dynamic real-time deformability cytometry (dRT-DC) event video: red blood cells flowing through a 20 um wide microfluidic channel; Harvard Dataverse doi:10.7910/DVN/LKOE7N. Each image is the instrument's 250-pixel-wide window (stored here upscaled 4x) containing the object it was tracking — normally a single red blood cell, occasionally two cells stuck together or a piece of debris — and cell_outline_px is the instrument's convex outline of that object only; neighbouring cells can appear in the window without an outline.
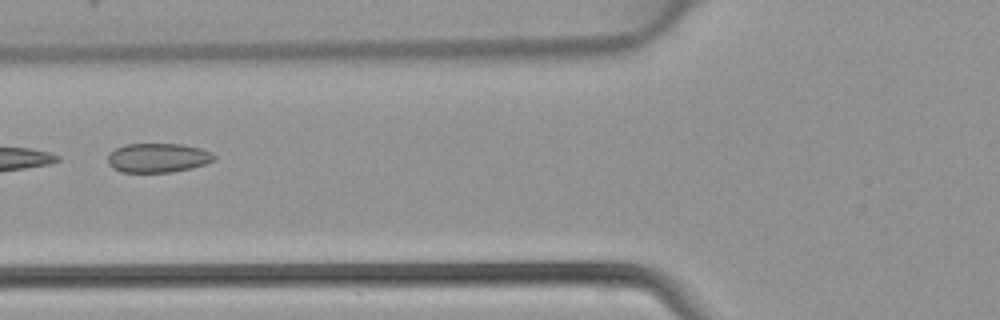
{"species": "common noctule bat (a hibernating species)", "species_latin": "Nyctalus noctula", "temperature_condition": "warm", "stored_images_in_passage": 6, "camera_frame_rate_fps": 3000, "um_per_image_px": 0.085, "animal": {"sex": "female", "body_mass_g": 22.7, "forearm_length_mm": 54.2}, "frame": {"image": 1, "passage_image": 5, "time_ms": 1.333, "image_size_px": [1000, 320], "cell_outline_px": [[216, 160], [192, 168], [172, 172], [120, 172], [112, 168], [108, 164], [108, 152], [124, 144], [184, 144], [200, 148], [212, 152], [216, 156]], "centroid_in_image_um": [13.42, 13.41], "position_along_channel_um": 112.4, "area_um2": 18.38}}
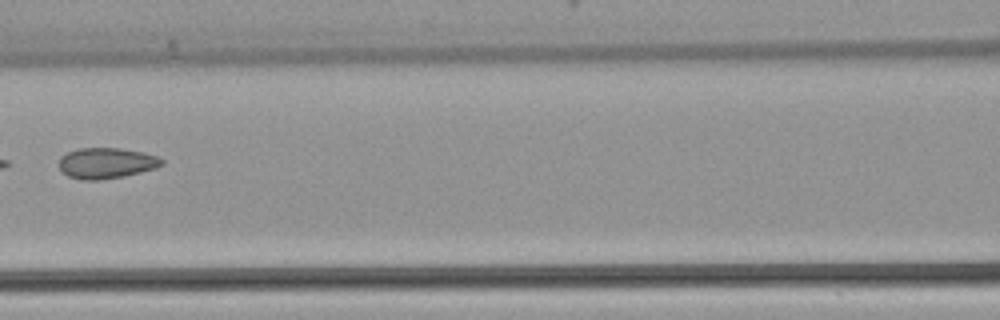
{"frame": {"image": 2, "passage_image": 6, "time_ms": 1.667, "image_size_px": [1000, 320], "cell_outline_px": [[164, 164], [156, 168], [124, 176], [96, 180], [84, 180], [68, 176], [60, 168], [60, 156], [68, 152], [80, 148], [120, 148], [144, 152], [156, 156], [164, 160]], "centroid_in_image_um": [9.07, 13.85], "position_along_channel_um": 157.5, "area_um2": 18.32}}